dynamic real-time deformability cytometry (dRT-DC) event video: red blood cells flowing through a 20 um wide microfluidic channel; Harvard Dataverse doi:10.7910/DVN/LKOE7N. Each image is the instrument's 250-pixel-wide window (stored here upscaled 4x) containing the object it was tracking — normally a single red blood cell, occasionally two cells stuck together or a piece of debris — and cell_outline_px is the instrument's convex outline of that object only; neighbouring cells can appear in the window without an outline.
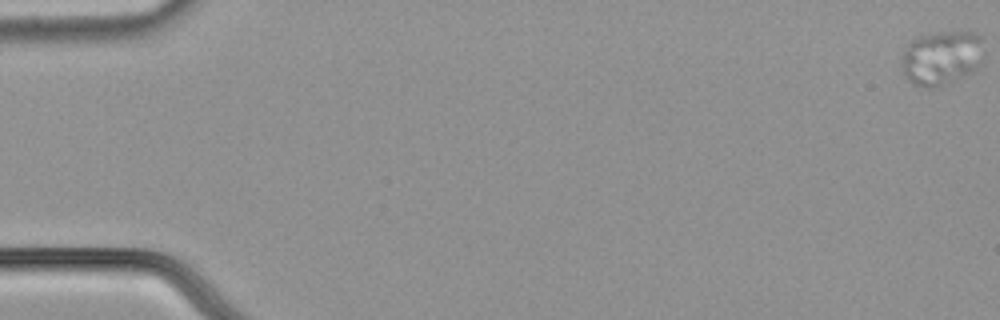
{"species": "common noctule bat (a hibernating species)", "species_latin": "Nyctalus noctula", "temperature_condition": "cold", "stored_images_in_passage": 58, "camera_frame_rate_fps": 3000, "um_per_image_px": 0.085, "animal": {"sex": "male", "body_mass_g": 21.5, "forearm_length_mm": 52.0}, "frame": {"image": 1, "passage_image": 1, "time_ms": 0.0, "image_size_px": [1000, 320], "cell_outline_px": [[980, 36], [976, 68], [972, 72], [944, 84], [932, 88], [924, 88], [912, 84], [908, 80], [900, 64], [900, 56], [908, 40], [920, 36], [936, 32], [972, 32]], "centroid_in_image_um": [79.87, 4.91], "position_along_channel_um": 5.1, "area_um2": 25.55}}
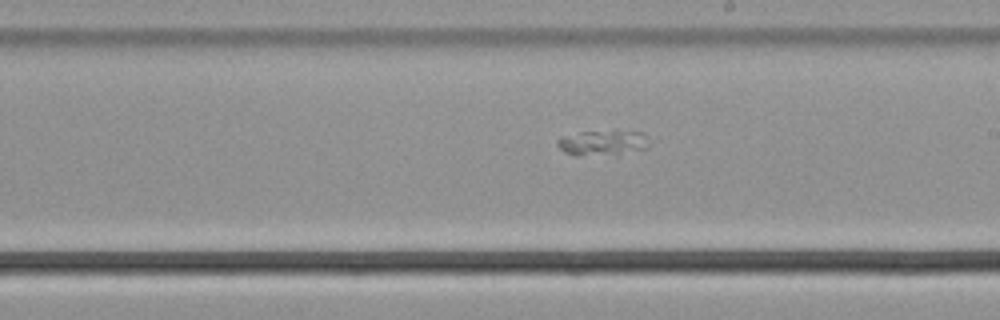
{"frame": {"image": 2, "passage_image": 34, "time_ms": 11.0, "image_size_px": [1000, 320], "cell_outline_px": [[648, 148], [620, 156], [572, 156], [564, 152], [556, 144], [556, 140], [560, 136], [580, 132], [644, 132]], "centroid_in_image_um": [51.18, 12.2], "position_along_channel_um": 237.8, "area_um2": 13.87}}
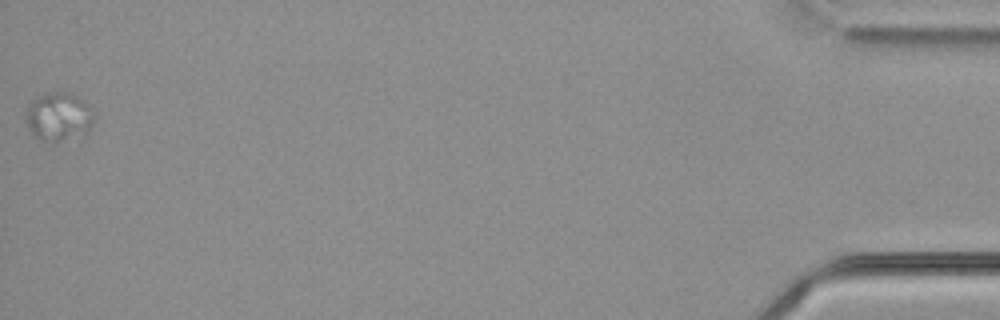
{"frame": {"image": 3, "passage_image": 58, "time_ms": 19.0, "image_size_px": [1000, 320], "cell_outline_px": [[96, 116], [88, 132], [80, 144], [52, 144], [40, 140], [32, 132], [28, 124], [28, 104], [32, 100], [44, 92], [72, 92], [88, 104], [96, 112]], "centroid_in_image_um": [5.12, 10.02], "position_along_channel_um": 430.1, "area_um2": 20.69}}